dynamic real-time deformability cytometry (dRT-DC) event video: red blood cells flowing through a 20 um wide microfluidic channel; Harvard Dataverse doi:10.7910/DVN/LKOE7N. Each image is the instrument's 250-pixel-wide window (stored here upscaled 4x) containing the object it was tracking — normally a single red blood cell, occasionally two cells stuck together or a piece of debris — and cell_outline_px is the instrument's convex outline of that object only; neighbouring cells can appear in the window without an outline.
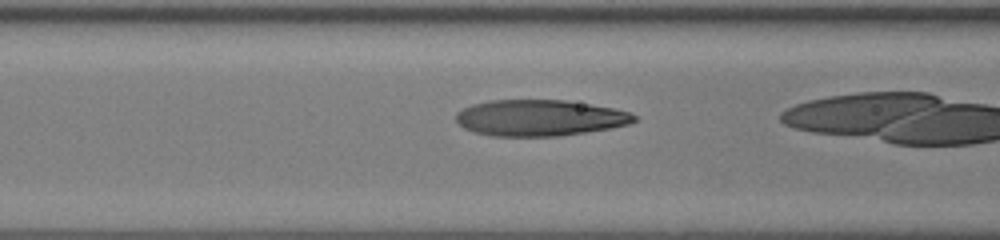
{"species": "human", "species_latin": "Homo sapiens", "temperature_condition": "room temperature", "stored_images_in_passage": 12, "camera_frame_rate_fps": 3000, "um_per_image_px": 0.085, "donor": {"sex": "female"}, "frame": {"image": 1, "passage_image": 3, "time_ms": 0.667, "image_size_px": [1000, 240], "cell_outline_px": [[636, 120], [628, 124], [612, 128], [560, 136], [492, 136], [472, 132], [464, 128], [456, 120], [456, 112], [460, 108], [472, 104], [488, 100], [564, 100], [592, 104], [632, 112], [636, 116]], "centroid_in_image_um": [45.85, 10.01], "position_along_channel_um": 120.8, "area_um2": 37.86}}
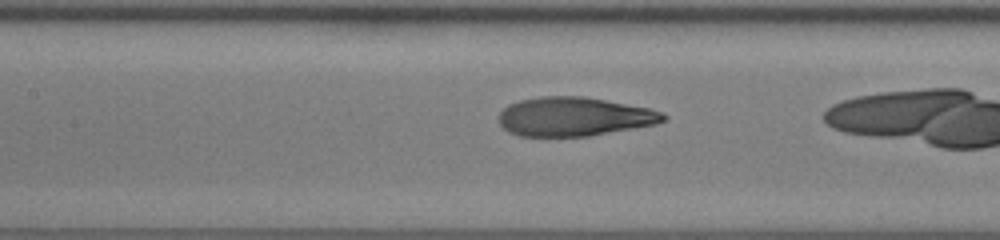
{"frame": {"image": 2, "passage_image": 6, "time_ms": 1.667, "image_size_px": [1000, 240], "cell_outline_px": [[668, 116], [664, 120], [656, 124], [588, 136], [520, 136], [508, 132], [500, 124], [500, 112], [508, 104], [520, 100], [540, 96], [584, 96], [648, 108], [664, 112]], "centroid_in_image_um": [48.8, 9.91], "position_along_channel_um": 158.6, "area_um2": 37.22}}
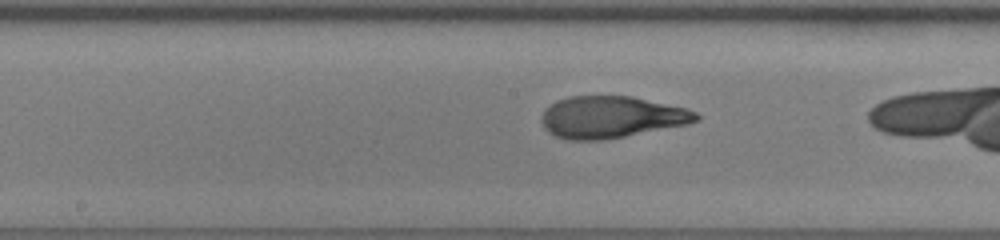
{"frame": {"image": 3, "passage_image": 9, "time_ms": 2.667, "image_size_px": [1000, 240], "cell_outline_px": [[700, 120], [688, 124], [624, 136], [600, 140], [568, 140], [556, 136], [548, 132], [544, 128], [540, 120], [540, 116], [544, 108], [556, 100], [568, 96], [632, 96], [688, 108], [696, 112], [700, 116]], "centroid_in_image_um": [51.93, 9.94], "position_along_channel_um": 196.3, "area_um2": 37.97}}